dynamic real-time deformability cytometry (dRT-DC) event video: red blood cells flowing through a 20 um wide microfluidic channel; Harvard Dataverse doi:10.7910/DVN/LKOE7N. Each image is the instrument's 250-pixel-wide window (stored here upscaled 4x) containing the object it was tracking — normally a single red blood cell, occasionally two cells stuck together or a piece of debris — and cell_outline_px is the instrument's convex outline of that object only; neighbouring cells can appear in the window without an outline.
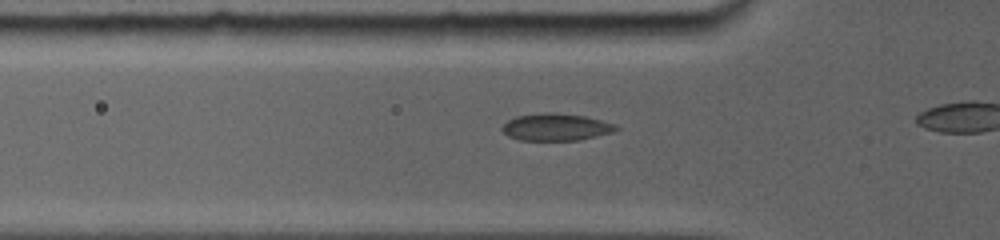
{"species": "common noctule bat (a hibernating species)", "species_latin": "Nyctalus noctula", "temperature_condition": "room temperature", "stored_images_in_passage": 13, "camera_frame_rate_fps": 5000, "um_per_image_px": 0.085, "animal": {"sex": "female", "body_mass_g": 19.0, "forearm_length_mm": 56.7}, "frame": {"image": 1, "passage_image": 8, "time_ms": 2.4, "image_size_px": [1000, 240], "cell_outline_px": [[620, 128], [612, 132], [580, 140], [520, 140], [508, 136], [500, 128], [508, 120], [516, 116], [544, 112], [556, 112], [584, 116], [616, 124]], "centroid_in_image_um": [47.25, 10.79], "position_along_channel_um": 78.6, "area_um2": 18.03}}
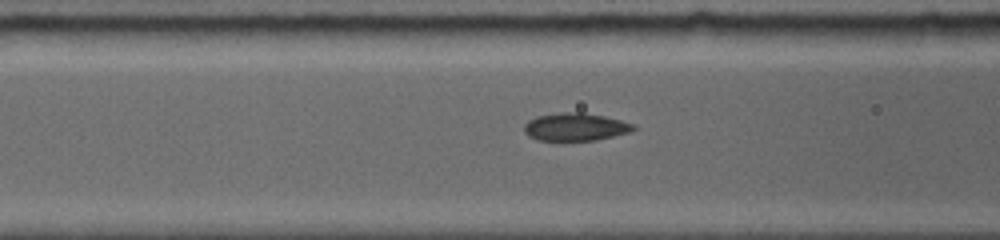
{"frame": {"image": 2, "passage_image": 11, "time_ms": 3.4, "image_size_px": [1000, 240], "cell_outline_px": [[636, 128], [632, 132], [596, 140], [536, 140], [528, 136], [524, 132], [524, 124], [528, 120], [536, 116], [560, 112], [584, 112], [604, 116], [636, 124]], "centroid_in_image_um": [48.92, 10.78], "position_along_channel_um": 117.7, "area_um2": 17.92}}